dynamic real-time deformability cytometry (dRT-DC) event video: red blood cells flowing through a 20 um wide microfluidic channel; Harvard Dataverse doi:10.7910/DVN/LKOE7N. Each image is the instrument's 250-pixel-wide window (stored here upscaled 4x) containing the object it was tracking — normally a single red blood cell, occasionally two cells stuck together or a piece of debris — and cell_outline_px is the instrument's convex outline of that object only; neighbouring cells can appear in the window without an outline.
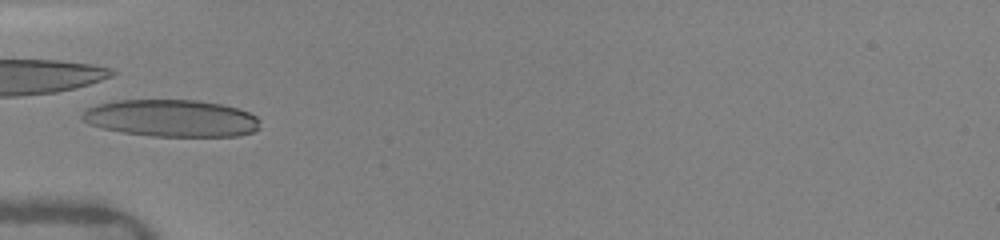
{"species": "human", "species_latin": "Homo sapiens", "temperature_condition": "warm", "stored_images_in_passage": 45, "camera_frame_rate_fps": 3000, "um_per_image_px": 0.085, "donor": {"sex": "female"}, "frame": {"image": 1, "passage_image": 1, "time_ms": 0.0, "image_size_px": [1000, 240], "cell_outline_px": [[260, 128], [252, 132], [240, 136], [152, 136], [120, 132], [88, 124], [80, 116], [88, 108], [96, 104], [116, 100], [200, 100], [224, 104], [240, 108], [256, 116], [260, 120]], "centroid_in_image_um": [14.61, 10.04], "position_along_channel_um": 70.4, "area_um2": 38.78}}
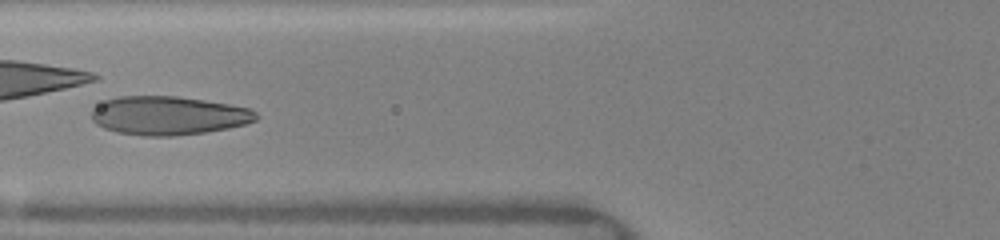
{"frame": {"image": 2, "passage_image": 5, "time_ms": 1.0, "image_size_px": [1000, 240], "cell_outline_px": [[260, 116], [256, 120], [244, 124], [228, 128], [204, 132], [176, 136], [144, 136], [116, 132], [104, 128], [96, 124], [92, 120], [92, 108], [104, 100], [120, 96], [176, 96], [228, 104], [252, 108]], "centroid_in_image_um": [14.3, 9.82], "position_along_channel_um": 111.5, "area_um2": 37.22}, "authors_computed_cell_mechanics": {"area_um2": 36.125, "velocity_mm_per_s": 4.118, "shape_relaxation_time_tau1_ms": 3.3058, "shape_relaxation_time_tau2_ms": null, "deformation_change_tau1": 0.1675, "deformation_change_tau2": null}}